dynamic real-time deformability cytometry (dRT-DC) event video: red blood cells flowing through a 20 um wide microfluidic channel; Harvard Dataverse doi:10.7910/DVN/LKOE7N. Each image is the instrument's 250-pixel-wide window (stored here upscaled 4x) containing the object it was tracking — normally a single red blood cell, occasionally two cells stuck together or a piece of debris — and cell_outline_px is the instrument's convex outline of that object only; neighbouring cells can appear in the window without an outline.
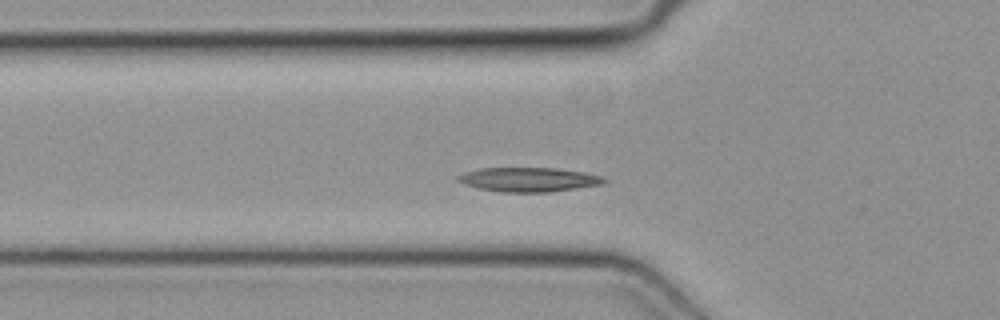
{"species": "common noctule bat (a hibernating species)", "species_latin": "Nyctalus noctula", "temperature_condition": "cold", "stored_images_in_passage": 41, "segment_of_instrument_passage": [1, 2], "camera_frame_rate_fps": 3000, "um_per_image_px": 0.085, "animal": {"sex": "female", "body_mass_g": 19.3, "forearm_length_mm": 54.1}, "frame": {"image": 1, "passage_image": 7, "time_ms": 2.0, "image_size_px": [1000, 320], "cell_outline_px": [[608, 180], [604, 184], [548, 192], [500, 192], [480, 188], [464, 184], [456, 180], [456, 176], [464, 172], [480, 168], [556, 168], [584, 172], [604, 176]], "centroid_in_image_um": [44.96, 15.26], "position_along_channel_um": 80.8, "area_um2": 20.75}}
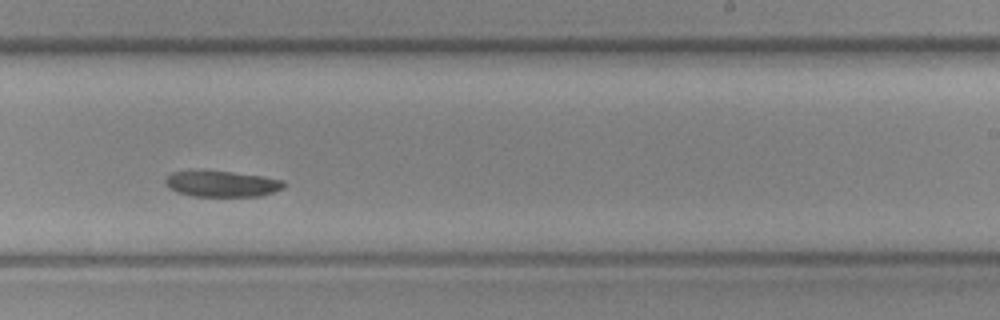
{"frame": {"image": 2, "passage_image": 21, "time_ms": 6.667, "image_size_px": [1000, 320], "cell_outline_px": [[284, 188], [260, 196], [192, 196], [176, 192], [168, 188], [164, 184], [164, 180], [172, 172], [232, 172], [264, 176], [284, 180]], "centroid_in_image_um": [18.87, 15.64], "position_along_channel_um": 270.1, "area_um2": 17.69}}
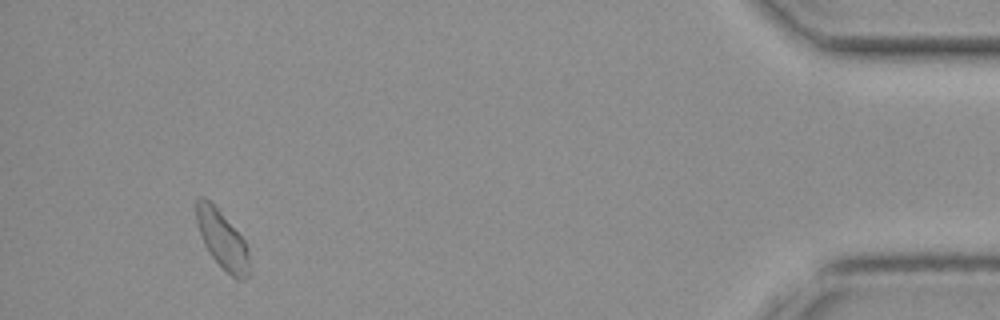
{"frame": {"image": 3, "passage_image": 37, "time_ms": 12.0, "image_size_px": [1000, 320], "cell_outline_px": [[252, 272], [244, 280], [236, 280], [208, 252], [204, 244], [196, 220], [196, 200], [200, 196], [204, 196], [216, 204], [244, 240], [248, 248]], "centroid_in_image_um": [18.93, 20.35], "position_along_channel_um": 416.3, "area_um2": 18.32}}